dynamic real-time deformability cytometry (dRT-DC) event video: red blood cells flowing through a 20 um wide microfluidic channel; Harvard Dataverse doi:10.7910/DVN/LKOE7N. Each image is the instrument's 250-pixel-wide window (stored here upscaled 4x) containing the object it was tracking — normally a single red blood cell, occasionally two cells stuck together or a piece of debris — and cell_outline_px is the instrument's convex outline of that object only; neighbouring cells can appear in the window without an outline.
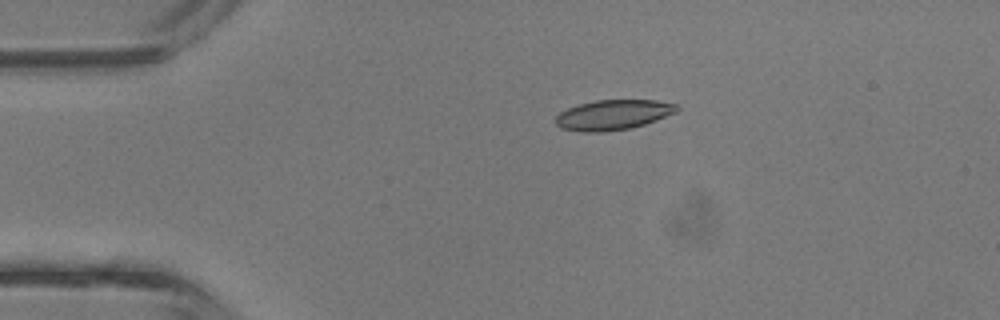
{"species": "common noctule bat (a hibernating species)", "species_latin": "Nyctalus noctula", "temperature_condition": "room temperature", "stored_images_in_passage": 4, "camera_frame_rate_fps": 3000, "um_per_image_px": 0.085, "animal": {"sex": "male", "body_mass_g": 13.3}, "frame": {"image": 1, "passage_image": 3, "time_ms": 0.667, "image_size_px": [1000, 320], "cell_outline_px": [[680, 108], [676, 112], [656, 120], [644, 124], [628, 128], [604, 132], [580, 132], [560, 128], [556, 124], [556, 116], [560, 112], [568, 108], [580, 104], [596, 100], [656, 100], [676, 104]], "centroid_in_image_um": [52.1, 9.76], "position_along_channel_um": 32.9, "area_um2": 21.15}}